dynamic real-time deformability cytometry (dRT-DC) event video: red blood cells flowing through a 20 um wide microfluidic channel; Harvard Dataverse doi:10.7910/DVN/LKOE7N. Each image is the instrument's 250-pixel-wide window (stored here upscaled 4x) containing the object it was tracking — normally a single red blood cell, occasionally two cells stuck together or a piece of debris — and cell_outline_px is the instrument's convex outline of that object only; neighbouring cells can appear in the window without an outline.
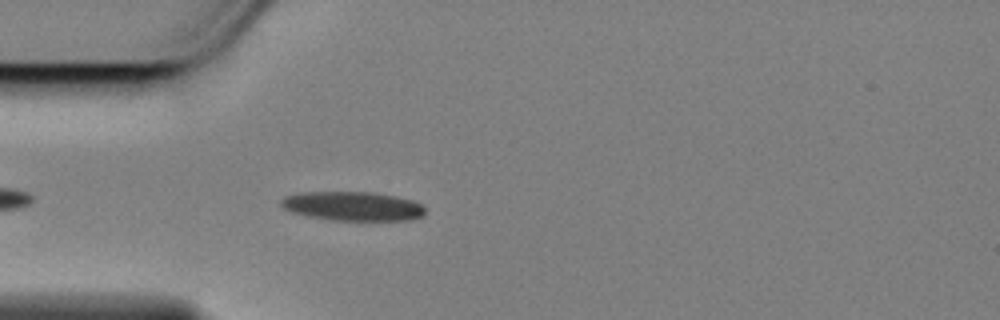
{"species": "Egyptian fruit bat (a non-hibernating species)", "species_latin": "Rousettus aegyptiacus", "temperature_condition": "cold", "stored_images_in_passage": 16, "camera_frame_rate_fps": 3000, "um_per_image_px": 0.085, "animal": {"sex": "female"}, "frame": {"image": 1, "passage_image": 5, "time_ms": 1.333, "image_size_px": [1000, 320], "cell_outline_px": [[424, 212], [420, 216], [412, 220], [328, 220], [308, 216], [292, 212], [284, 208], [280, 204], [280, 200], [284, 196], [300, 192], [372, 192], [396, 196], [412, 200], [420, 204], [424, 208]], "centroid_in_image_um": [29.94, 17.52], "position_along_channel_um": 55.1, "area_um2": 24.45}}
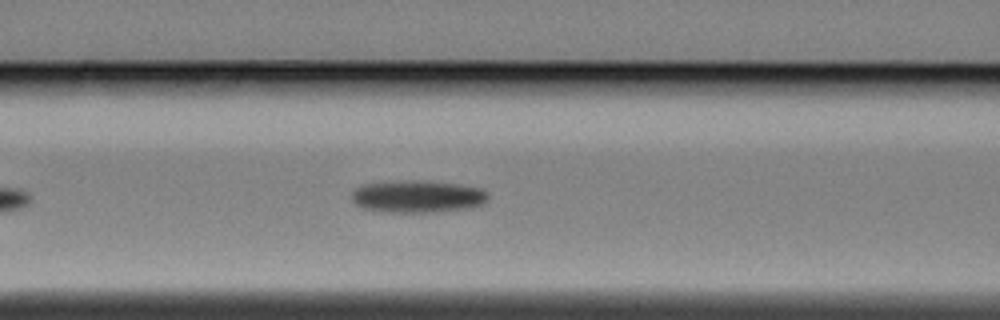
{"frame": {"image": 2, "passage_image": 12, "time_ms": 3.667, "image_size_px": [1000, 320], "cell_outline_px": [[488, 200], [484, 204], [468, 208], [436, 212], [384, 212], [364, 208], [356, 204], [352, 200], [352, 192], [356, 188], [364, 184], [400, 180], [412, 180], [452, 184], [480, 188], [488, 192]], "centroid_in_image_um": [35.49, 16.71], "position_along_channel_um": 131.1, "area_um2": 25.55}}
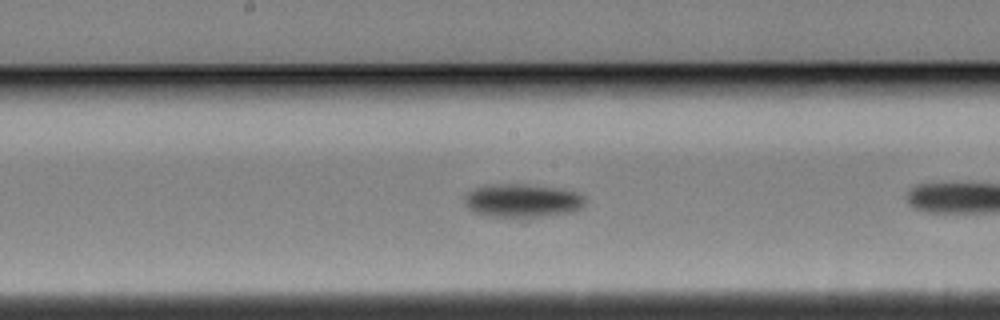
{"frame": {"image": 3, "passage_image": 15, "time_ms": 4.667, "image_size_px": [1000, 320], "cell_outline_px": [[584, 208], [572, 212], [544, 216], [488, 216], [472, 212], [464, 204], [464, 196], [472, 188], [484, 184], [524, 184], [560, 188], [580, 192], [584, 196]], "centroid_in_image_um": [44.39, 17.03], "position_along_channel_um": 203.8, "area_um2": 23.81}}